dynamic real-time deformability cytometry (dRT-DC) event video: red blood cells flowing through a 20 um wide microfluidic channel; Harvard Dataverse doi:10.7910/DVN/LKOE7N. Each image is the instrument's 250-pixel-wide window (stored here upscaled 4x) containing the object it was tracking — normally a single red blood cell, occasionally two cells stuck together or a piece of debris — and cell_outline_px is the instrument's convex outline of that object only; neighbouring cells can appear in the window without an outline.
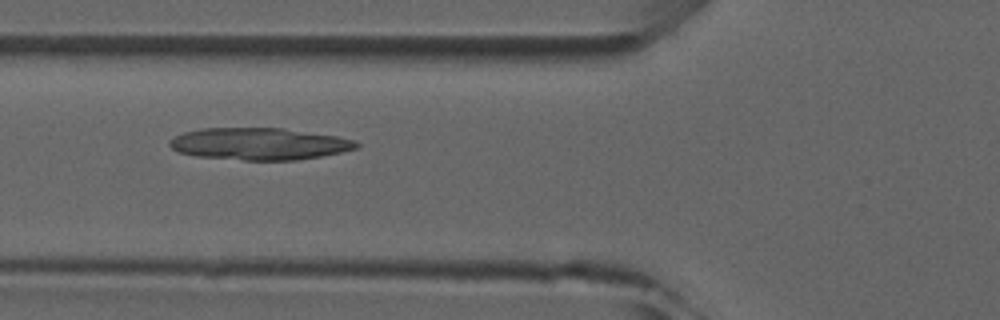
{"species": "common noctule bat (a hibernating species)", "species_latin": "Nyctalus noctula", "temperature_condition": "room temperature", "stored_images_in_passage": 6, "camera_frame_rate_fps": 3000, "um_per_image_px": 0.085, "animal": {"sex": "male", "forearm_length_mm": 52.5}, "frame": {"image": 1, "passage_image": 6, "time_ms": 5.667, "image_size_px": [1000, 320], "cell_outline_px": [[360, 144], [356, 148], [340, 152], [320, 156], [296, 160], [244, 160], [196, 156], [180, 152], [172, 148], [168, 144], [176, 136], [184, 132], [200, 128], [280, 128], [336, 136], [356, 140]], "centroid_in_image_um": [22.03, 12.23], "position_along_channel_um": 103.8, "area_um2": 34.51}}